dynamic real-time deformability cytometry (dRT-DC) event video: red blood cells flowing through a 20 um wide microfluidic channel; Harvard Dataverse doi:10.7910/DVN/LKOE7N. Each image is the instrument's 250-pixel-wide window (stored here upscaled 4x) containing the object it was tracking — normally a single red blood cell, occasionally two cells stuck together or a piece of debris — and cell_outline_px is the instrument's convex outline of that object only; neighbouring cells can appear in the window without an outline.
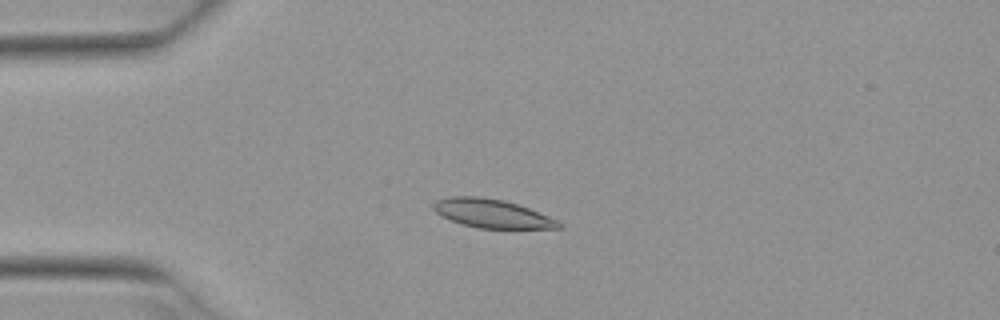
{"species": "Egyptian fruit bat (a non-hibernating species)", "species_latin": "Rousettus aegyptiacus", "temperature_condition": "warm", "stored_images_in_passage": 6, "camera_frame_rate_fps": 3000, "um_per_image_px": 0.085, "animal": {"sex": "female"}, "frame": {"image": 1, "passage_image": 4, "time_ms": 1.0, "image_size_px": [1000, 320], "cell_outline_px": [[564, 224], [560, 228], [480, 228], [464, 224], [440, 216], [432, 208], [432, 204], [436, 200], [448, 196], [480, 196], [504, 200], [528, 208], [560, 220]], "centroid_in_image_um": [41.82, 18.14], "position_along_channel_um": 43.2, "area_um2": 20.92}}
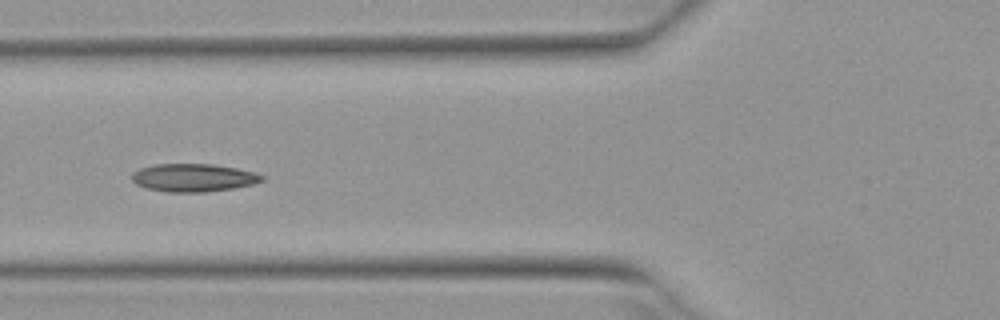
{"frame": {"image": 2, "passage_image": 6, "time_ms": 1.667, "image_size_px": [1000, 320], "cell_outline_px": [[264, 180], [252, 184], [232, 188], [204, 192], [168, 192], [148, 188], [136, 184], [132, 180], [132, 172], [140, 168], [152, 164], [212, 164], [236, 168], [252, 172], [264, 176]], "centroid_in_image_um": [16.41, 15.1], "position_along_channel_um": 109.4, "area_um2": 21.04}}